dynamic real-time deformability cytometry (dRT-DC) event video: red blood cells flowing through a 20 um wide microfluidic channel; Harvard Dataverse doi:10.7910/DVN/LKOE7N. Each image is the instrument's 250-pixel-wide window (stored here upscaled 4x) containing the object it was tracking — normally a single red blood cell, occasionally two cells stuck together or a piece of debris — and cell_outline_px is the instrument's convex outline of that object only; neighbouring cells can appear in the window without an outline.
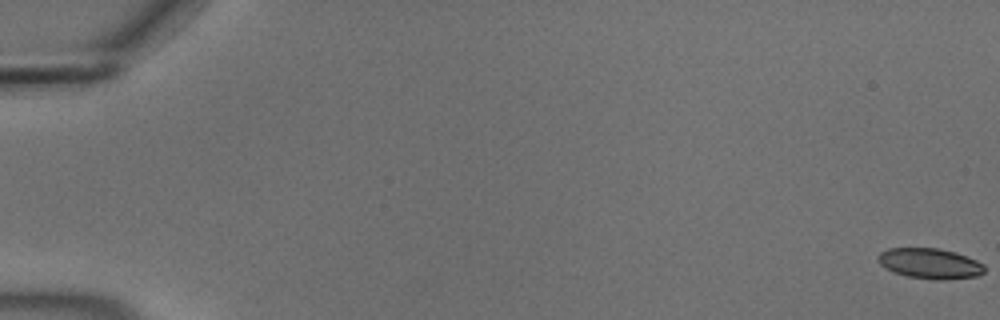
{"species": "common noctule bat (a hibernating species)", "species_latin": "Nyctalus noctula", "temperature_condition": "cold", "stored_images_in_passage": 57, "camera_frame_rate_fps": 3000, "um_per_image_px": 0.085, "animal": {"sex": "male", "body_mass_g": 18.8}, "frame": {"image": 1, "passage_image": 1, "time_ms": 0.0, "image_size_px": [1000, 320], "cell_outline_px": [[984, 272], [976, 276], [944, 280], [936, 280], [908, 276], [896, 272], [880, 264], [876, 256], [880, 252], [888, 248], [936, 248], [956, 252], [976, 260], [984, 264]], "centroid_in_image_um": [79.05, 22.39], "position_along_channel_um": 5.9, "area_um2": 18.73}}
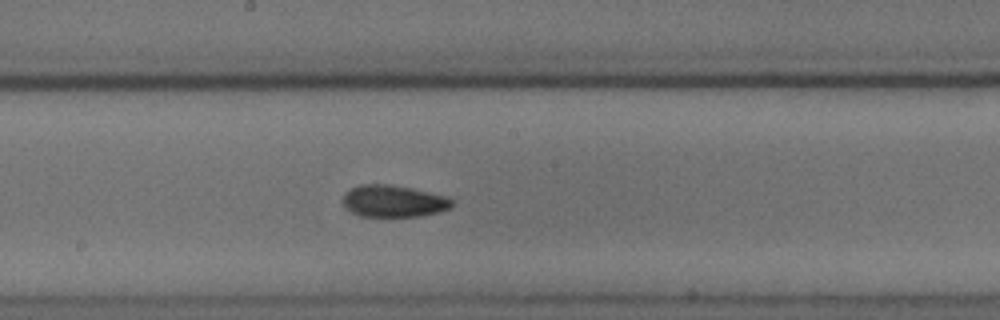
{"frame": {"image": 2, "passage_image": 32, "time_ms": 10.333, "image_size_px": [1000, 320], "cell_outline_px": [[452, 208], [440, 212], [420, 216], [360, 216], [344, 208], [344, 192], [360, 184], [388, 184], [412, 188], [448, 196], [452, 200]], "centroid_in_image_um": [33.47, 17.09], "position_along_channel_um": 214.7, "area_um2": 20.4}}
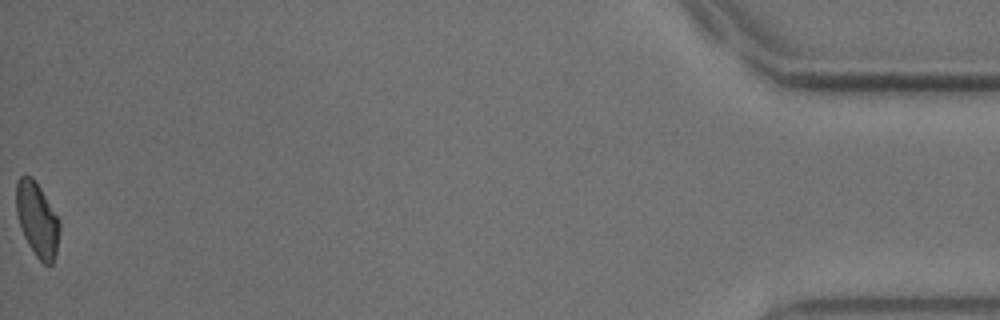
{"frame": {"image": 3, "passage_image": 57, "time_ms": 18.667, "image_size_px": [1000, 320], "cell_outline_px": [[60, 232], [56, 256], [52, 264], [44, 264], [36, 256], [28, 244], [24, 236], [16, 212], [16, 184], [20, 176], [32, 176], [36, 180], [60, 220]], "centroid_in_image_um": [3.18, 18.65], "position_along_channel_um": 432.0, "area_um2": 18.9}, "authors_computed_cell_mechanics": {"area_um2": 19.7098, "velocity_mm_per_s": 3.6841, "shape_relaxation_time_tau1_ms": 3.8757, "shape_relaxation_time_tau2_ms": 4.9709, "deformation_change_tau1": 0.1108, "deformation_change_tau2": 0.0848}}